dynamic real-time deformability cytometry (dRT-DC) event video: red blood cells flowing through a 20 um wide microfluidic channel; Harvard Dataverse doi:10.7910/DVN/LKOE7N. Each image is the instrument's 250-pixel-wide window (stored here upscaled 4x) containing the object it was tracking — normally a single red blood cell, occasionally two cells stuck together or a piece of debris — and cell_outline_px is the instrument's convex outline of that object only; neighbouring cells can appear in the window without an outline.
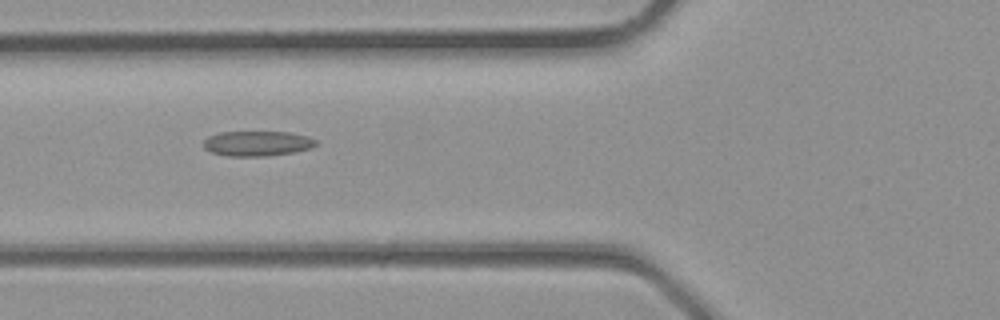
{"species": "common noctule bat (a hibernating species)", "species_latin": "Nyctalus noctula", "temperature_condition": "room temperature", "stored_images_in_passage": 22, "camera_frame_rate_fps": 3000, "um_per_image_px": 0.085, "animal": {"sex": "male", "body_mass_g": 23.1, "forearm_length_mm": 52.7}, "frame": {"image": 1, "passage_image": 3, "time_ms": 0.667, "image_size_px": [1000, 320], "cell_outline_px": [[316, 144], [308, 148], [292, 152], [264, 156], [228, 156], [212, 152], [204, 148], [204, 140], [208, 136], [220, 132], [288, 132], [308, 136], [316, 140]], "centroid_in_image_um": [21.83, 12.18], "position_along_channel_um": 104.0, "area_um2": 16.18}}
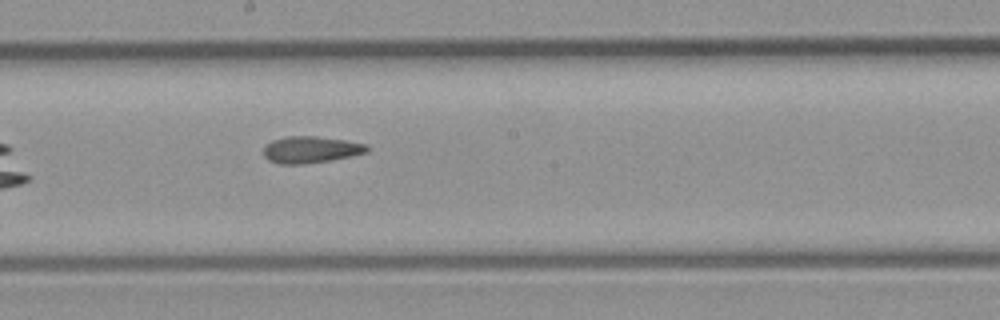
{"frame": {"image": 2, "passage_image": 9, "time_ms": 2.667, "image_size_px": [1000, 320], "cell_outline_px": [[368, 152], [352, 156], [328, 160], [300, 164], [280, 164], [268, 160], [264, 156], [264, 144], [272, 140], [284, 136], [316, 136], [344, 140], [368, 144]], "centroid_in_image_um": [26.39, 12.71], "position_along_channel_um": 221.8, "area_um2": 16.13}}
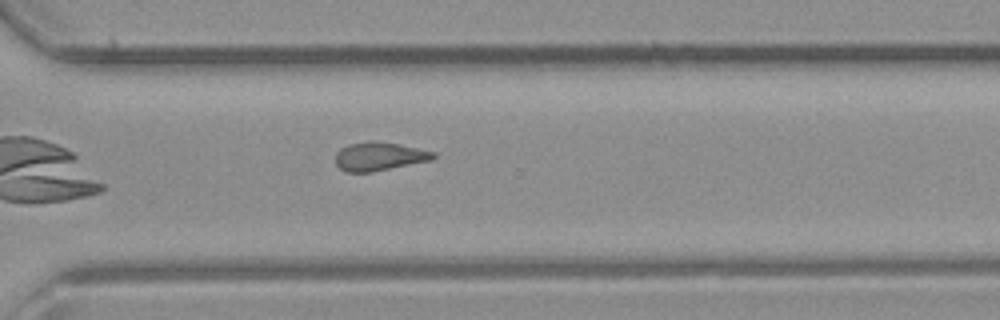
{"frame": {"image": 3, "passage_image": 15, "time_ms": 4.667, "image_size_px": [1000, 320], "cell_outline_px": [[436, 156], [432, 160], [372, 172], [344, 172], [336, 164], [336, 152], [340, 148], [348, 144], [400, 144], [436, 152]], "centroid_in_image_um": [32.25, 13.34], "position_along_channel_um": 338.3, "area_um2": 15.66}}